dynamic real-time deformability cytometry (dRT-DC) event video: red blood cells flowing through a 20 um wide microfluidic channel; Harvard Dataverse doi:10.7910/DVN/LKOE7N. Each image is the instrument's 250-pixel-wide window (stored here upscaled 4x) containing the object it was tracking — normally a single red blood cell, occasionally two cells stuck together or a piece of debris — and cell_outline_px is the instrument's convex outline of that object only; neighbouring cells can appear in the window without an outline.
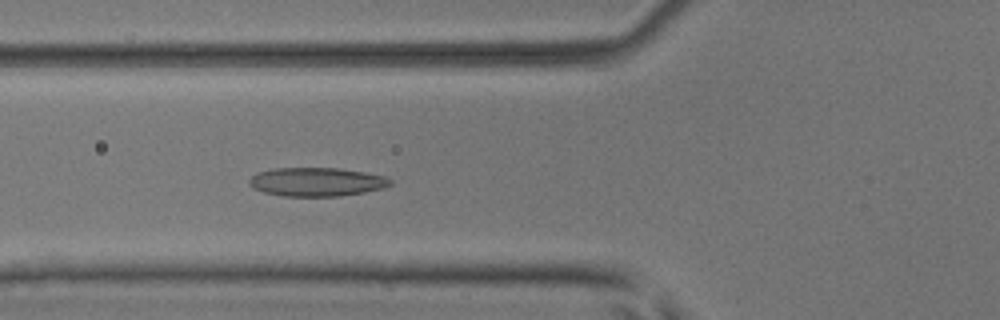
{"species": "common noctule bat (a hibernating species)", "species_latin": "Nyctalus noctula", "temperature_condition": "room temperature", "stored_images_in_passage": 51, "camera_frame_rate_fps": 3000, "um_per_image_px": 0.085, "animal": {"sex": "male", "body_mass_g": 17.9, "forearm_length_mm": 54.2}, "frame": {"image": 1, "passage_image": 20, "time_ms": 6.333, "image_size_px": [1000, 320], "cell_outline_px": [[392, 184], [384, 188], [364, 192], [336, 196], [284, 196], [264, 192], [248, 184], [248, 180], [256, 172], [272, 168], [340, 168], [364, 172], [384, 176], [392, 180]], "centroid_in_image_um": [26.91, 15.45], "position_along_channel_um": 98.9, "area_um2": 23.58}}
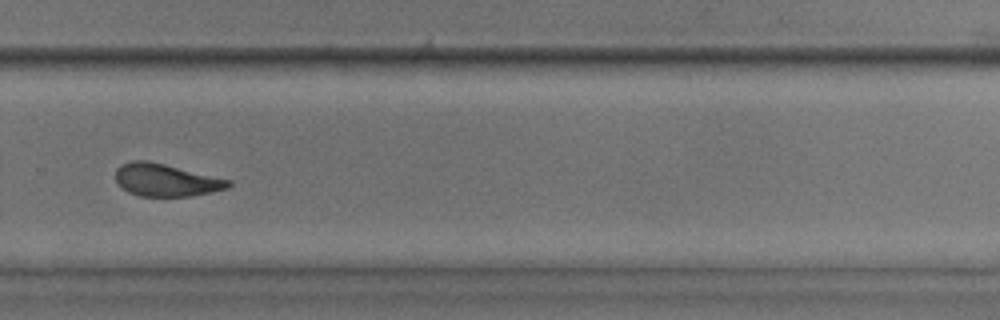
{"frame": {"image": 2, "passage_image": 36, "time_ms": 11.667, "image_size_px": [1000, 320], "cell_outline_px": [[232, 184], [228, 188], [212, 192], [188, 196], [140, 196], [128, 192], [120, 188], [116, 184], [116, 168], [120, 164], [132, 160], [148, 160], [232, 180]], "centroid_in_image_um": [14.08, 15.3], "position_along_channel_um": 315.7, "area_um2": 21.62}}
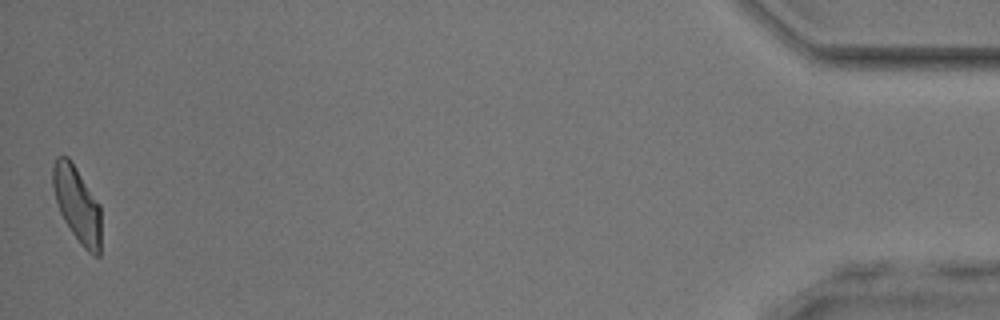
{"frame": {"image": 3, "passage_image": 51, "time_ms": 16.667, "image_size_px": [1000, 320], "cell_outline_px": [[100, 256], [96, 256], [88, 252], [80, 244], [64, 220], [60, 212], [56, 200], [52, 184], [52, 168], [56, 156], [68, 156], [100, 204]], "centroid_in_image_um": [6.55, 17.36], "position_along_channel_um": 428.6, "area_um2": 21.15}, "authors_computed_cell_mechanics": {"area_um2": 22.253, "velocity_mm_per_s": 4.0761, "shape_relaxation_time_tau1_ms": 6.1493, "shape_relaxation_time_tau2_ms": 2.3394, "deformation_change_tau1": 0.1599, "deformation_change_tau2": 0.0962}}